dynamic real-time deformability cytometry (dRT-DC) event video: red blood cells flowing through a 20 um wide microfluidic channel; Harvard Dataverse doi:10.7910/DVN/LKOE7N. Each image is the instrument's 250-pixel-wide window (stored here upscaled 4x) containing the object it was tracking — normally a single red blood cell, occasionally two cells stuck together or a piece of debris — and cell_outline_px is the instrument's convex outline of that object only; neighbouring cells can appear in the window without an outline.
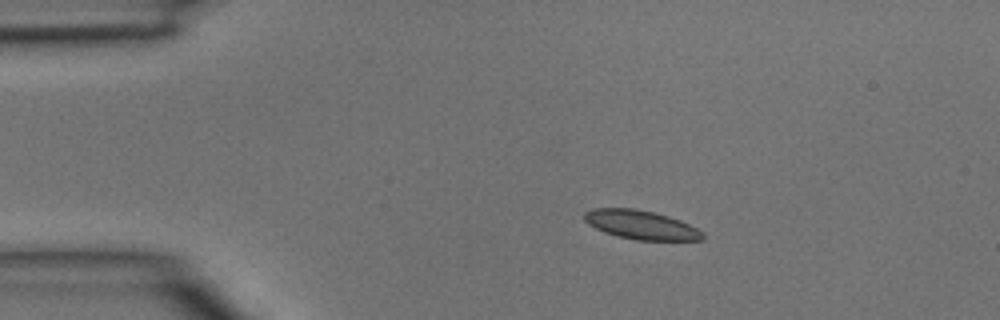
{"species": "common noctule bat (a hibernating species)", "species_latin": "Nyctalus noctula", "temperature_condition": "room temperature", "stored_images_in_passage": 3, "camera_frame_rate_fps": 3000, "um_per_image_px": 0.085, "animal": {"sex": "male", "body_mass_g": 15.6}, "frame": {"image": 1, "passage_image": 2, "time_ms": 0.333, "image_size_px": [1000, 320], "cell_outline_px": [[704, 240], [636, 240], [616, 236], [604, 232], [588, 224], [584, 220], [584, 212], [592, 208], [636, 208], [668, 216], [680, 220], [704, 232]], "centroid_in_image_um": [54.47, 19.11], "position_along_channel_um": 30.5, "area_um2": 20.0}}